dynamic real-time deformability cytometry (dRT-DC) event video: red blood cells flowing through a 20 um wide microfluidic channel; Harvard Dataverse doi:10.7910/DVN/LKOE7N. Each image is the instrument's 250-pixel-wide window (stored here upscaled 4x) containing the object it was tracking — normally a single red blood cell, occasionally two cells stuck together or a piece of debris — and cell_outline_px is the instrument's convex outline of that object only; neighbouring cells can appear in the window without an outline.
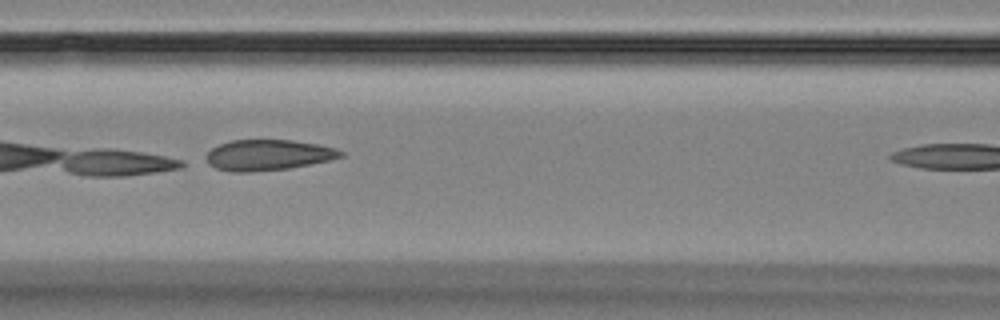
{"species": "Egyptian fruit bat (a non-hibernating species)", "species_latin": "Rousettus aegyptiacus", "temperature_condition": "room temperature", "stored_images_in_passage": 5, "camera_frame_rate_fps": 3000, "um_per_image_px": 0.085, "animal": {"sex": "female"}, "frame": {"image": 1, "passage_image": 3, "time_ms": 3.333, "image_size_px": [1000, 320], "cell_outline_px": [[344, 156], [328, 160], [288, 168], [248, 172], [232, 172], [216, 168], [208, 164], [204, 156], [212, 148], [220, 144], [232, 140], [292, 140], [316, 144], [336, 148], [344, 152]], "centroid_in_image_um": [22.75, 13.17], "position_along_channel_um": 143.8, "area_um2": 23.93}}